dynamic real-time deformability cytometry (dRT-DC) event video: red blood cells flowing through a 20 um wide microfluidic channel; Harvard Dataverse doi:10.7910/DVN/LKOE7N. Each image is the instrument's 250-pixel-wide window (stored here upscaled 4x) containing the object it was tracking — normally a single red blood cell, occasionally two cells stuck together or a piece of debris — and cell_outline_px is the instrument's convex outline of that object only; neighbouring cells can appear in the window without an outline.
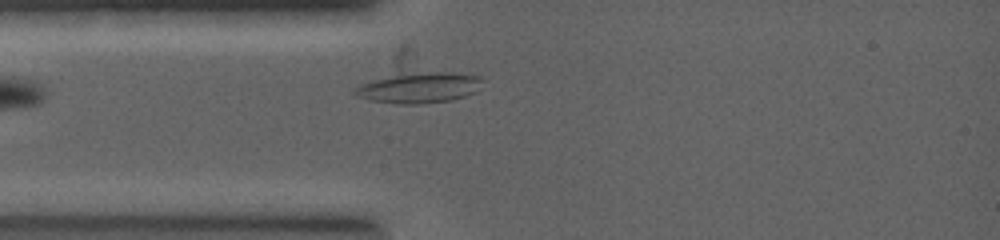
{"species": "common noctule bat (a hibernating species)", "species_latin": "Nyctalus noctula", "temperature_condition": "warm", "stored_images_in_passage": 6, "camera_frame_rate_fps": 5000, "um_per_image_px": 0.085, "animal": {"sex": "female", "body_mass_g": 19.0, "forearm_length_mm": 53.3}, "frame": {"image": 1, "passage_image": 3, "time_ms": 0.6, "image_size_px": [1000, 240], "cell_outline_px": [[480, 80], [476, 92], [452, 100], [416, 104], [404, 104], [372, 100], [360, 96], [352, 92], [356, 88], [364, 84], [376, 80], [396, 76], [428, 72], [444, 72], [480, 76]], "centroid_in_image_um": [35.69, 7.48], "position_along_channel_um": 49.3, "area_um2": 21.56}}